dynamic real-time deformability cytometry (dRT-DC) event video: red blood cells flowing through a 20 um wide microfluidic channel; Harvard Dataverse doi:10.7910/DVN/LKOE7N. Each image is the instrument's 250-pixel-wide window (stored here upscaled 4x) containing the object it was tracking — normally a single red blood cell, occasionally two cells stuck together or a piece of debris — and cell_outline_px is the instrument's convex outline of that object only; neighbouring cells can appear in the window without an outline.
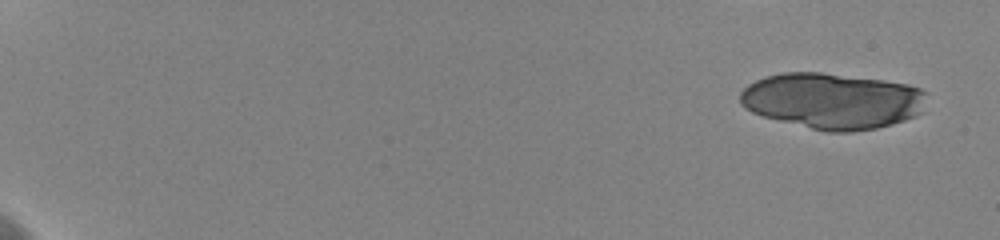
{"species": "human", "species_latin": "Homo sapiens", "temperature_condition": "cold", "stored_images_in_passage": 22, "camera_frame_rate_fps": 3000, "um_per_image_px": 0.085, "donor": {"sex": "female"}, "frame": {"image": 1, "passage_image": 1, "time_ms": 0.0, "image_size_px": [1000, 240], "cell_outline_px": [[924, 92], [920, 112], [916, 116], [892, 124], [876, 128], [848, 132], [828, 132], [764, 116], [752, 112], [744, 108], [740, 104], [740, 92], [748, 84], [764, 76], [784, 72], [820, 72], [884, 80], [908, 84], [920, 88]], "centroid_in_image_um": [70.71, 8.56], "position_along_channel_um": 14.3, "area_um2": 60.46}}